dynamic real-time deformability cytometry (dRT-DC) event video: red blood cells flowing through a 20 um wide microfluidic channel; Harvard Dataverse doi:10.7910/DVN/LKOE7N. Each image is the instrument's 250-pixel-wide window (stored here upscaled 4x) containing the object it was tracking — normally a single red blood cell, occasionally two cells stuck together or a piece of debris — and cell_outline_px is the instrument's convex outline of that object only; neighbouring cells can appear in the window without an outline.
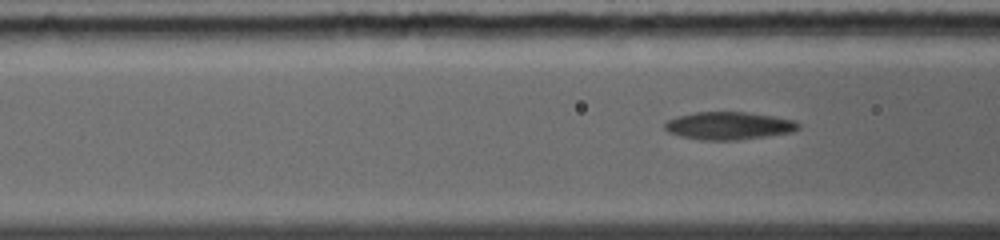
{"species": "common noctule bat (a hibernating species)", "species_latin": "Nyctalus noctula", "temperature_condition": "warm", "stored_images_in_passage": 4, "segment_of_instrument_passage": [2, 2], "camera_frame_rate_fps": 5000, "um_per_image_px": 0.085, "animal": {"sex": "female", "body_mass_g": 19.0, "forearm_length_mm": 56.7}, "frame": {"image": 1, "passage_image": 4, "time_ms": 3.8, "image_size_px": [1000, 240], "cell_outline_px": [[800, 128], [792, 132], [736, 140], [700, 140], [680, 136], [668, 132], [664, 128], [664, 124], [668, 120], [680, 116], [696, 112], [744, 112], [772, 116], [792, 120], [800, 124]], "centroid_in_image_um": [61.92, 10.69], "position_along_channel_um": 104.7, "area_um2": 21.33}}